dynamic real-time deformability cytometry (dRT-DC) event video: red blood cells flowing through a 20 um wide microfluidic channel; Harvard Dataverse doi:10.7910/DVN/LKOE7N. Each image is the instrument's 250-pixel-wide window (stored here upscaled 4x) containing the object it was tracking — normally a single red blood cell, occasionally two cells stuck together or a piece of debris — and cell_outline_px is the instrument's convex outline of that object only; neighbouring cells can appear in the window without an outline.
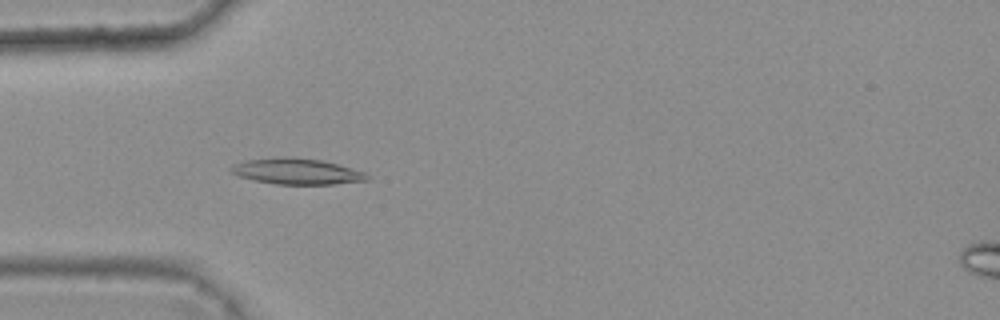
{"species": "common noctule bat (a hibernating species)", "species_latin": "Nyctalus noctula", "temperature_condition": "warm", "stored_images_in_passage": 7, "camera_frame_rate_fps": 3000, "um_per_image_px": 0.085, "animal": {"sex": "female", "body_mass_g": 25.1}, "frame": {"image": 1, "passage_image": 4, "time_ms": 1.0, "image_size_px": [1000, 320], "cell_outline_px": [[368, 180], [332, 184], [276, 184], [252, 180], [240, 176], [232, 172], [228, 168], [236, 164], [248, 160], [284, 156], [320, 160], [336, 164], [364, 172], [368, 176]], "centroid_in_image_um": [25.2, 14.57], "position_along_channel_um": 59.8, "area_um2": 20.17}}
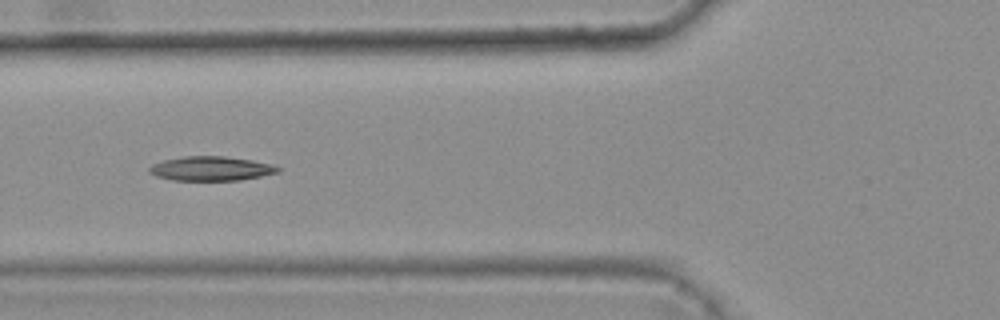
{"frame": {"image": 2, "passage_image": 5, "time_ms": 1.333, "image_size_px": [1000, 320], "cell_outline_px": [[280, 172], [240, 180], [172, 180], [156, 176], [148, 172], [148, 168], [152, 164], [164, 160], [184, 156], [224, 156], [252, 160], [272, 164], [280, 168]], "centroid_in_image_um": [17.93, 14.32], "position_along_channel_um": 107.9, "area_um2": 18.21}}
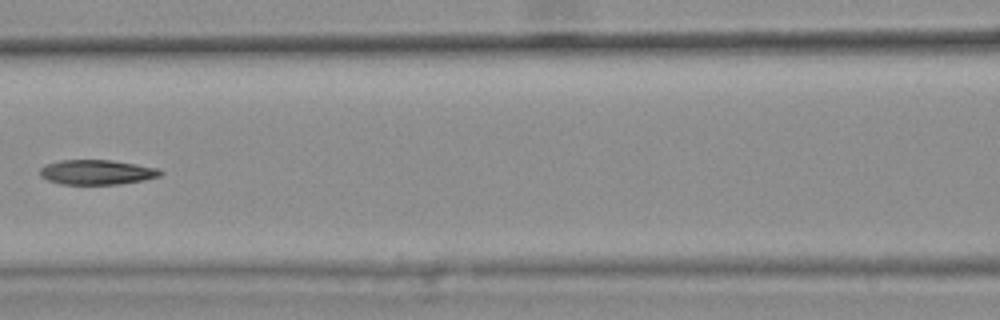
{"frame": {"image": 3, "passage_image": 6, "time_ms": 1.667, "image_size_px": [1000, 320], "cell_outline_px": [[164, 172], [160, 176], [144, 180], [120, 184], [60, 184], [48, 180], [40, 176], [40, 168], [48, 164], [60, 160], [112, 160], [160, 168]], "centroid_in_image_um": [8.27, 14.64], "position_along_channel_um": 158.3, "area_um2": 17.46}}